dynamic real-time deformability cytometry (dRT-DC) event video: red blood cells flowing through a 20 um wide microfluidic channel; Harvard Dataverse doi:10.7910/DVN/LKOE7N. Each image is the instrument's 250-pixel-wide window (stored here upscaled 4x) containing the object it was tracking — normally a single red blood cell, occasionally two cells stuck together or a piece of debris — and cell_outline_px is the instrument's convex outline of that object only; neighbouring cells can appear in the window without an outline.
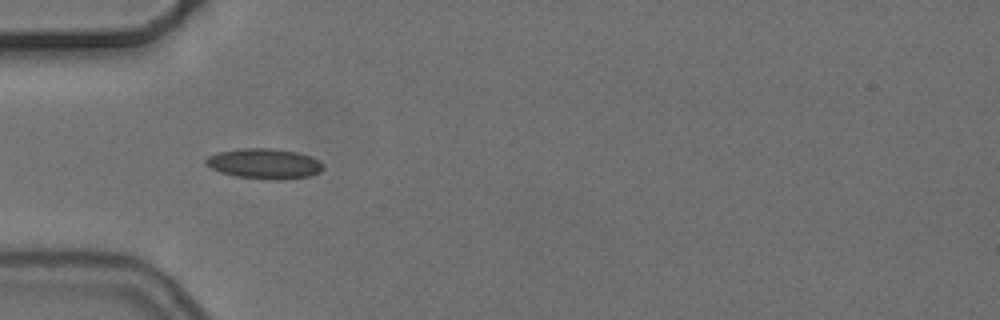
{"species": "common noctule bat (a hibernating species)", "species_latin": "Nyctalus noctula", "temperature_condition": "cold", "stored_images_in_passage": 5, "camera_frame_rate_fps": 3000, "um_per_image_px": 0.085, "animal": {"sex": "female", "body_mass_g": 24.6, "forearm_length_mm": 56.2}, "frame": {"image": 1, "passage_image": 4, "time_ms": 4.667, "image_size_px": [1000, 320], "cell_outline_px": [[324, 168], [320, 172], [308, 176], [280, 180], [276, 180], [236, 176], [220, 172], [204, 164], [204, 160], [208, 156], [216, 152], [240, 148], [272, 148], [296, 152], [312, 156], [320, 160], [324, 164]], "centroid_in_image_um": [22.48, 13.9], "position_along_channel_um": 62.5, "area_um2": 20.87}}
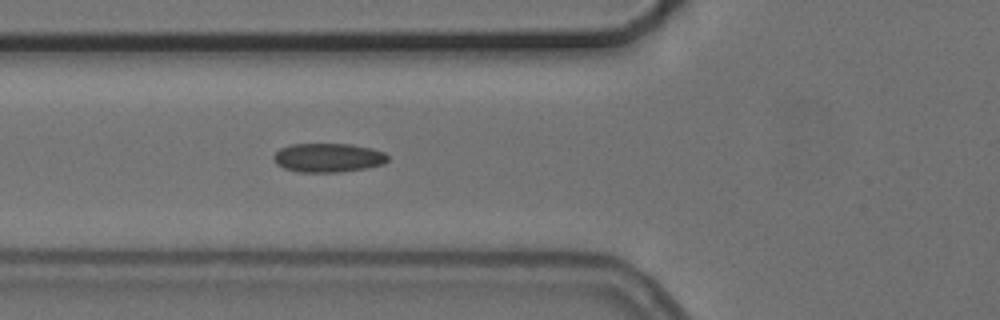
{"frame": {"image": 2, "passage_image": 5, "time_ms": 5.667, "image_size_px": [1000, 320], "cell_outline_px": [[388, 160], [384, 164], [368, 168], [340, 172], [296, 172], [284, 168], [276, 164], [272, 156], [280, 148], [292, 144], [352, 144], [372, 148], [384, 152], [388, 156]], "centroid_in_image_um": [27.9, 13.41], "position_along_channel_um": 97.9, "area_um2": 19.48}}